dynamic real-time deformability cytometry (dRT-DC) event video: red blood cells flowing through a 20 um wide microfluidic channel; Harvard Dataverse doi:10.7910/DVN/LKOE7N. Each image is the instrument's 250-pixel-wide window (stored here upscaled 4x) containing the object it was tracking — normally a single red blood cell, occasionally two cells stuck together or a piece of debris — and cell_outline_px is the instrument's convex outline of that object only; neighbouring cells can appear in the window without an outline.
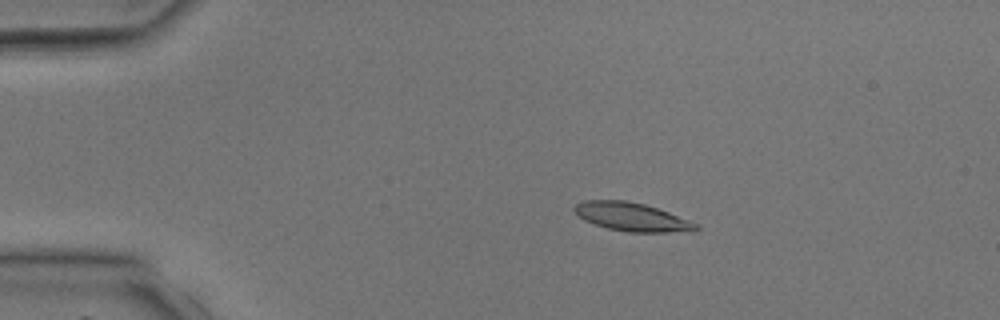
{"species": "common noctule bat (a hibernating species)", "species_latin": "Nyctalus noctula", "temperature_condition": "room temperature", "stored_images_in_passage": 40, "camera_frame_rate_fps": 3000, "um_per_image_px": 0.085, "animal": {"sex": "male", "body_mass_g": 17.9, "forearm_length_mm": 54.2}, "frame": {"image": 1, "passage_image": 8, "time_ms": 2.333, "image_size_px": [1000, 320], "cell_outline_px": [[700, 228], [668, 232], [628, 232], [608, 228], [584, 220], [572, 208], [576, 204], [584, 200], [624, 200], [644, 204], [668, 212], [700, 224]], "centroid_in_image_um": [53.68, 18.42], "position_along_channel_um": 31.3, "area_um2": 19.77}}
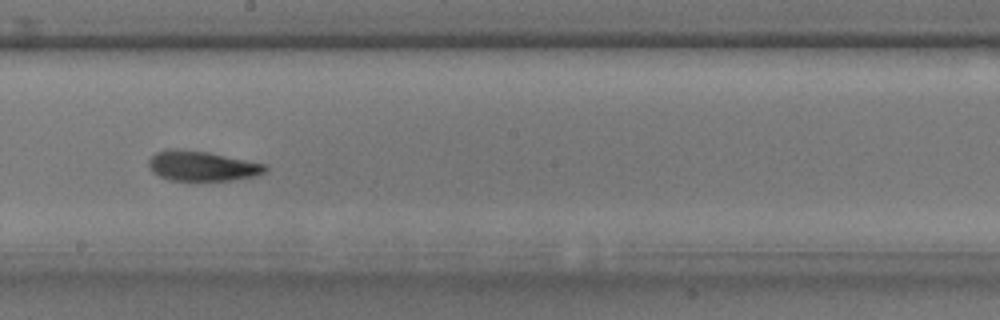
{"frame": {"image": 2, "passage_image": 23, "time_ms": 7.333, "image_size_px": [1000, 320], "cell_outline_px": [[268, 168], [264, 172], [252, 176], [232, 180], [168, 180], [152, 172], [148, 164], [148, 160], [156, 152], [168, 148], [176, 148], [208, 152], [264, 164]], "centroid_in_image_um": [17.1, 14.09], "position_along_channel_um": 231.1, "area_um2": 20.17}}
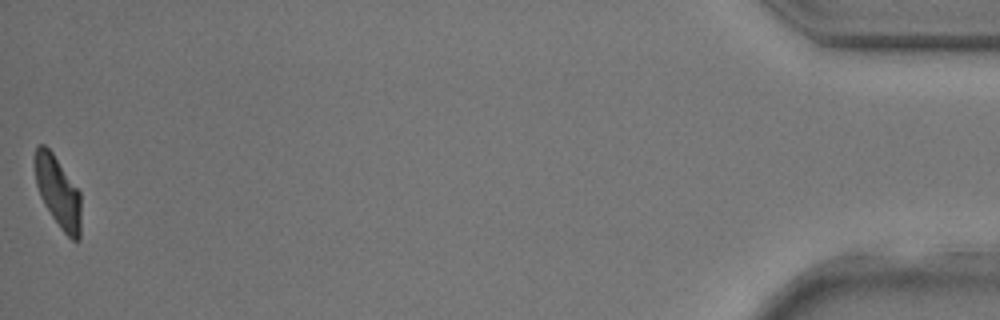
{"frame": {"image": 3, "passage_image": 40, "time_ms": 13.0, "image_size_px": [1000, 320], "cell_outline_px": [[80, 240], [72, 240], [60, 228], [44, 204], [40, 196], [36, 184], [32, 160], [36, 148], [40, 144], [44, 144], [52, 152], [80, 192]], "centroid_in_image_um": [4.89, 16.29], "position_along_channel_um": 430.3, "area_um2": 19.19}}